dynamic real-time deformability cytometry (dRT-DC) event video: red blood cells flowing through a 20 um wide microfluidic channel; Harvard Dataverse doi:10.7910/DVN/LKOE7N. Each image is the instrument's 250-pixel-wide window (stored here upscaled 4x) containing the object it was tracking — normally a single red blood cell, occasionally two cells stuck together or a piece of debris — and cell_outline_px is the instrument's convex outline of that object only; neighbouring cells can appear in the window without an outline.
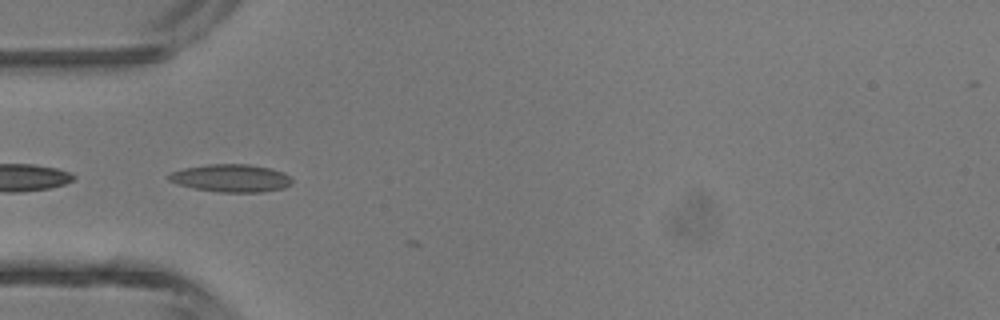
{"species": "common noctule bat (a hibernating species)", "species_latin": "Nyctalus noctula", "temperature_condition": "room temperature", "stored_images_in_passage": 5, "camera_frame_rate_fps": 3000, "um_per_image_px": 0.085, "animal": {"sex": "male", "body_mass_g": 13.3}, "frame": {"image": 1, "passage_image": 4, "time_ms": 1.0, "image_size_px": [1000, 320], "cell_outline_px": [[292, 184], [284, 188], [260, 192], [220, 192], [196, 188], [180, 184], [168, 180], [168, 176], [172, 172], [184, 168], [208, 164], [248, 164], [268, 168], [284, 172], [292, 176]], "centroid_in_image_um": [19.7, 15.13], "position_along_channel_um": 65.3, "area_um2": 19.77}}